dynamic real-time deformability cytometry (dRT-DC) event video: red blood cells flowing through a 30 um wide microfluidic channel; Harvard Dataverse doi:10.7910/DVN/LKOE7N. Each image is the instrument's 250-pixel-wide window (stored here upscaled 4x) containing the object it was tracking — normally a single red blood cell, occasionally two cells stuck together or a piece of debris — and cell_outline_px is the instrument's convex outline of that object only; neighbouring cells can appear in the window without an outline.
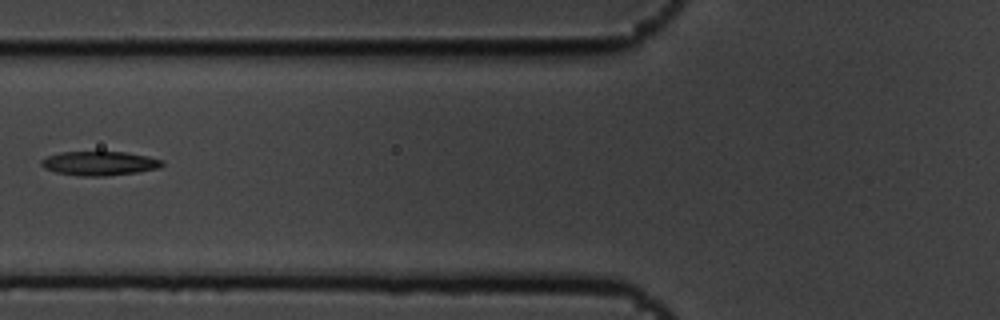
{"species": "common noctule bat (a hibernating species)", "species_latin": "Nyctalus noctula", "temperature_condition": "cold", "stored_images_in_passage": 6, "camera_frame_rate_fps": 3000, "um_per_image_px": 0.085, "animal": {"sex": "male", "body_mass_g": 19.5, "forearm_length_mm": 54.6}, "frame": {"image": 1, "passage_image": 2, "time_ms": 0.333, "image_size_px": [1000, 320], "cell_outline_px": [[164, 164], [160, 168], [136, 172], [104, 176], [76, 176], [56, 172], [44, 168], [40, 164], [40, 160], [48, 156], [60, 152], [124, 152], [148, 156], [164, 160]], "centroid_in_image_um": [8.45, 13.88], "position_along_channel_um": 117.3, "area_um2": 17.05}}
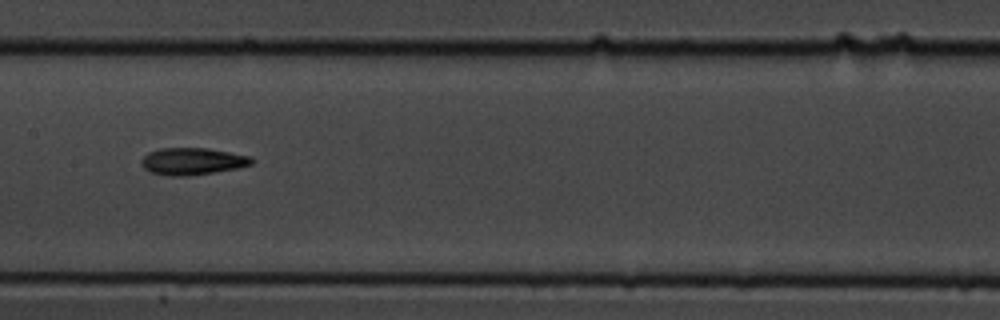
{"frame": {"image": 2, "passage_image": 4, "time_ms": 1.0, "image_size_px": [1000, 320], "cell_outline_px": [[256, 160], [252, 164], [236, 168], [212, 172], [184, 176], [168, 176], [152, 172], [144, 168], [140, 160], [148, 152], [160, 148], [208, 148], [252, 156]], "centroid_in_image_um": [16.37, 13.69], "position_along_channel_um": 191.0, "area_um2": 17.34}}
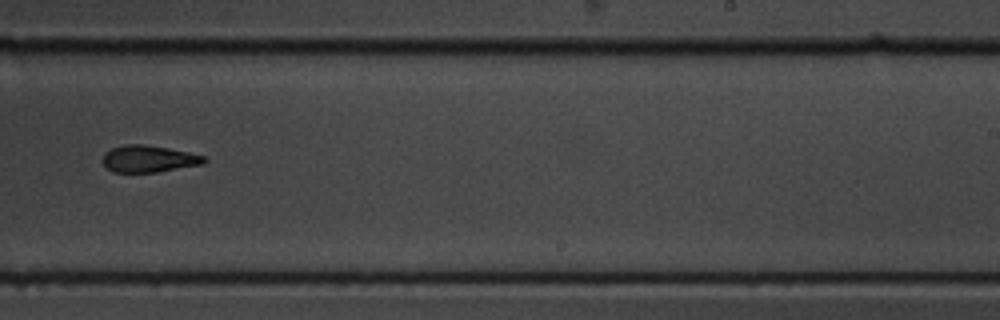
{"frame": {"image": 3, "passage_image": 6, "time_ms": 1.667, "image_size_px": [1000, 320], "cell_outline_px": [[208, 160], [200, 164], [156, 172], [112, 172], [100, 160], [104, 152], [112, 148], [124, 144], [144, 144], [168, 148], [188, 152], [204, 156]], "centroid_in_image_um": [12.57, 13.49], "position_along_channel_um": 276.4, "area_um2": 15.84}}